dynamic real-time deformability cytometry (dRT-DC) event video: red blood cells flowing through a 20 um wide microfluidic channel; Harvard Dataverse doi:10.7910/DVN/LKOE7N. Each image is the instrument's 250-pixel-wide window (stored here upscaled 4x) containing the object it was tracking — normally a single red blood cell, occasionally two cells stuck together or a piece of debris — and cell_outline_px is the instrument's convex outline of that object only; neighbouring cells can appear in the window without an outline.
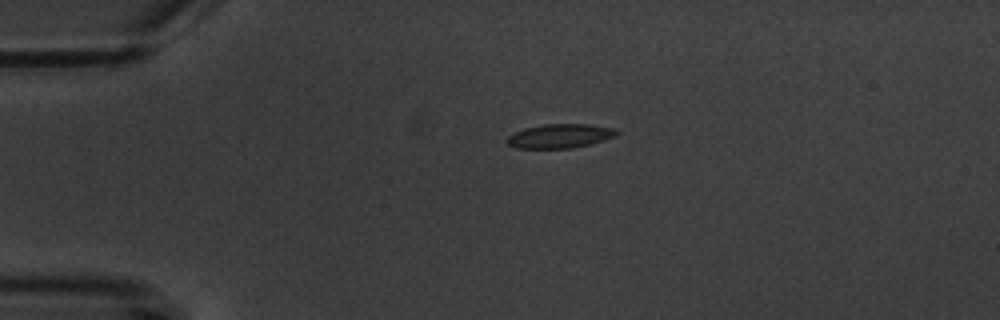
{"species": "common noctule bat (a hibernating species)", "species_latin": "Nyctalus noctula", "temperature_condition": "warm", "stored_images_in_passage": 2, "camera_frame_rate_fps": 3000, "um_per_image_px": 0.085, "animal": {"sex": "male", "body_mass_g": 20.1, "forearm_length_mm": 53.5}, "frame": {"image": 1, "passage_image": 1, "time_ms": 0.0, "image_size_px": [1000, 320], "cell_outline_px": [[620, 132], [616, 136], [604, 140], [572, 148], [516, 148], [508, 144], [504, 140], [512, 132], [524, 128], [544, 124], [588, 124], [616, 128]], "centroid_in_image_um": [47.57, 11.55], "position_along_channel_um": 37.4, "area_um2": 15.55}}